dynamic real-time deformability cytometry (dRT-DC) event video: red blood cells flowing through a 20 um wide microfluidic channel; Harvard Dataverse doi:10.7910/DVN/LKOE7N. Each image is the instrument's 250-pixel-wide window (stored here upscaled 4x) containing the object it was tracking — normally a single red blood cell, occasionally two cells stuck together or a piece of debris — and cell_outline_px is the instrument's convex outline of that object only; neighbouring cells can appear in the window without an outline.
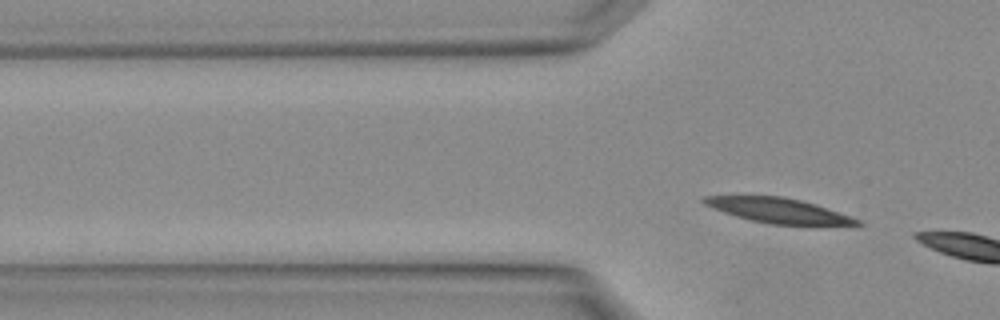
{"species": "Egyptian fruit bat (a non-hibernating species)", "species_latin": "Rousettus aegyptiacus", "temperature_condition": "warm", "stored_images_in_passage": 3, "camera_frame_rate_fps": 3000, "um_per_image_px": 0.085, "animal": {"sex": "female"}, "frame": {"image": 1, "passage_image": 3, "time_ms": 0.667, "image_size_px": [1000, 320], "cell_outline_px": [[864, 224], [768, 224], [736, 216], [724, 212], [704, 204], [700, 200], [704, 196], [784, 196], [816, 204], [860, 220]], "centroid_in_image_um": [66.11, 17.87], "position_along_channel_um": 59.7, "area_um2": 21.62}}